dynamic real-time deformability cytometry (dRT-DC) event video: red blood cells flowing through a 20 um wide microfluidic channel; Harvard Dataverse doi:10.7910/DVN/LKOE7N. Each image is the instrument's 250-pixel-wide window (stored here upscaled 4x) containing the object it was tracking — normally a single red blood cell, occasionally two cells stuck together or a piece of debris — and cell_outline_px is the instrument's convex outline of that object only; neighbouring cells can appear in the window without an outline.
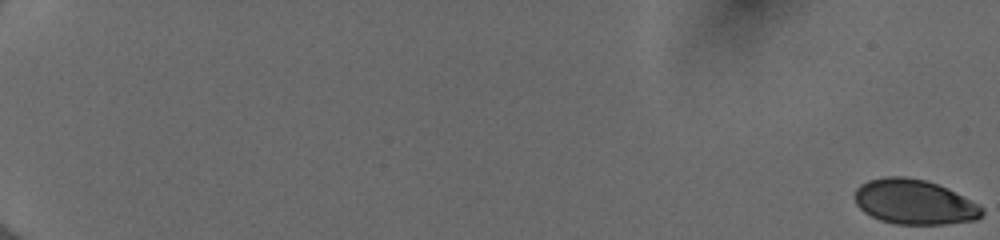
{"species": "human", "species_latin": "Homo sapiens", "temperature_condition": "cold", "stored_images_in_passage": 55, "camera_frame_rate_fps": 3000, "um_per_image_px": 0.085, "donor": {"sex": "female"}, "frame": {"image": 1, "passage_image": 1, "time_ms": 0.0, "image_size_px": [1000, 240], "cell_outline_px": [[984, 212], [976, 220], [948, 224], [896, 224], [880, 220], [864, 212], [856, 204], [856, 188], [860, 184], [868, 180], [884, 176], [904, 176], [924, 180], [948, 188], [980, 204], [984, 208]], "centroid_in_image_um": [77.74, 17.17], "position_along_channel_um": 7.3, "area_um2": 33.41}}
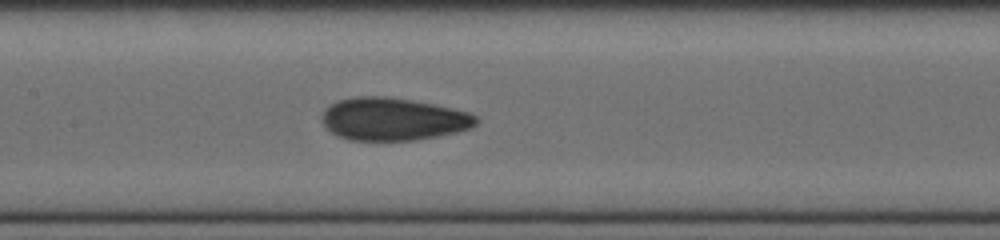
{"frame": {"image": 2, "passage_image": 31, "time_ms": 10.0, "image_size_px": [1000, 240], "cell_outline_px": [[480, 120], [472, 128], [440, 136], [416, 140], [348, 140], [336, 136], [320, 120], [320, 116], [324, 108], [328, 104], [336, 100], [356, 96], [384, 96], [412, 100], [452, 108], [468, 112], [476, 116]], "centroid_in_image_um": [33.38, 10.12], "position_along_channel_um": 174.0, "area_um2": 38.78}}
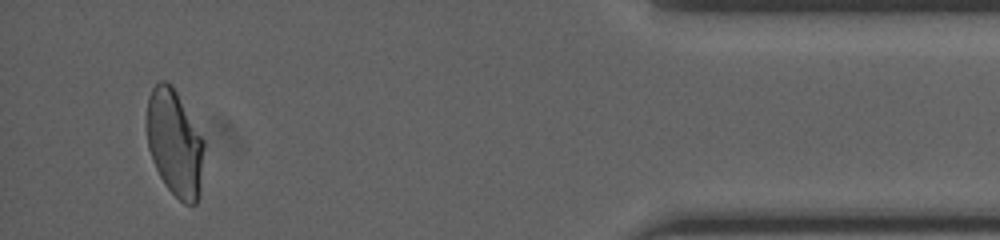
{"frame": {"image": 3, "passage_image": 53, "time_ms": 17.333, "image_size_px": [1000, 240], "cell_outline_px": [[204, 144], [200, 196], [196, 204], [184, 204], [164, 184], [152, 160], [148, 148], [148, 96], [152, 88], [160, 80], [164, 80], [172, 84], [204, 140]], "centroid_in_image_um": [14.86, 12.17], "position_along_channel_um": 420.3, "area_um2": 35.32}, "authors_computed_cell_mechanics": {"area_um2": 36.4718, "velocity_mm_per_s": 4.0259, "shape_relaxation_time_tau1_ms": 6.3683, "shape_relaxation_time_tau2_ms": 1.0205, "deformation_change_tau1": 0.1678, "deformation_change_tau2": 0.0499}}